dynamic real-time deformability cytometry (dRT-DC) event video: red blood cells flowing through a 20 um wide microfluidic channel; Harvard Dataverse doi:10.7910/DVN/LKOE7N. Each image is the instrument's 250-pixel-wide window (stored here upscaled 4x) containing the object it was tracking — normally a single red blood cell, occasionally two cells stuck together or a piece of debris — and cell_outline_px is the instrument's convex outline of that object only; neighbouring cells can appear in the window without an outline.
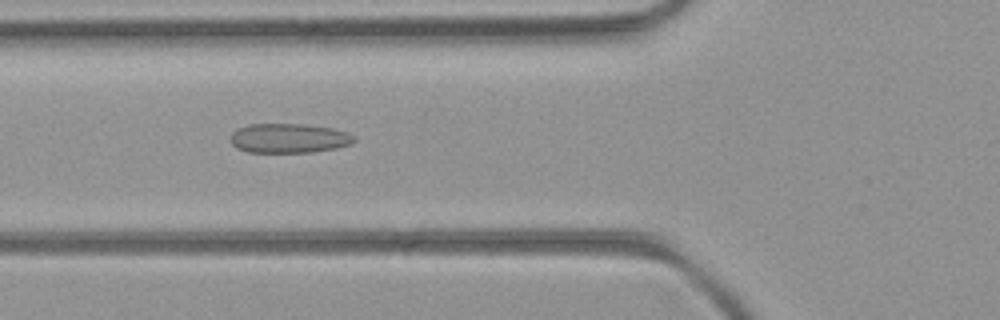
{"species": "common noctule bat (a hibernating species)", "species_latin": "Nyctalus noctula", "temperature_condition": "room temperature", "stored_images_in_passage": 49, "camera_frame_rate_fps": 3000, "um_per_image_px": 0.085, "animal": {"sex": "female", "body_mass_g": 21.9}, "frame": {"image": 1, "passage_image": 18, "time_ms": 5.667, "image_size_px": [1000, 320], "cell_outline_px": [[356, 140], [352, 144], [336, 148], [312, 152], [248, 152], [236, 148], [232, 144], [232, 132], [236, 128], [248, 124], [304, 124], [332, 128], [348, 132], [356, 136]], "centroid_in_image_um": [24.58, 11.74], "position_along_channel_um": 101.2, "area_um2": 21.39}}
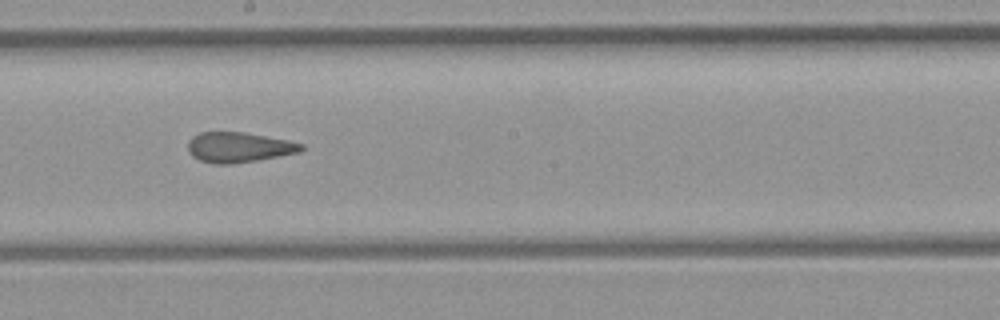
{"frame": {"image": 2, "passage_image": 27, "time_ms": 8.667, "image_size_px": [1000, 320], "cell_outline_px": [[304, 148], [300, 152], [256, 160], [232, 164], [216, 164], [200, 160], [192, 156], [188, 152], [188, 140], [192, 136], [200, 132], [244, 132], [288, 140], [304, 144]], "centroid_in_image_um": [20.28, 12.51], "position_along_channel_um": 227.9, "area_um2": 19.94}}
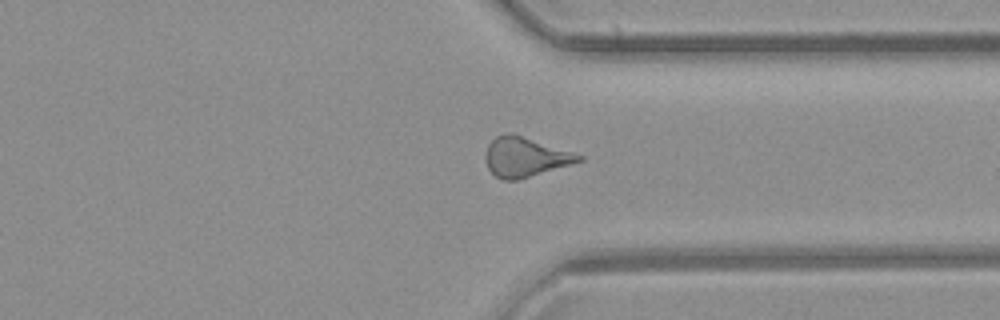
{"frame": {"image": 3, "passage_image": 37, "time_ms": 12.0, "image_size_px": [1000, 320], "cell_outline_px": [[584, 160], [516, 180], [504, 180], [496, 176], [488, 168], [484, 160], [484, 156], [488, 144], [496, 136], [508, 132], [512, 132], [584, 156]], "centroid_in_image_um": [44.59, 13.33], "position_along_channel_um": 366.8, "area_um2": 21.33}, "authors_computed_cell_mechanics": {"area_um2": 21.3282, "velocity_mm_per_s": 4.2021, "shape_relaxation_time_tau1_ms": null, "shape_relaxation_time_tau2_ms": 1.8008, "deformation_change_tau1": null, "deformation_change_tau2": 0.114}}